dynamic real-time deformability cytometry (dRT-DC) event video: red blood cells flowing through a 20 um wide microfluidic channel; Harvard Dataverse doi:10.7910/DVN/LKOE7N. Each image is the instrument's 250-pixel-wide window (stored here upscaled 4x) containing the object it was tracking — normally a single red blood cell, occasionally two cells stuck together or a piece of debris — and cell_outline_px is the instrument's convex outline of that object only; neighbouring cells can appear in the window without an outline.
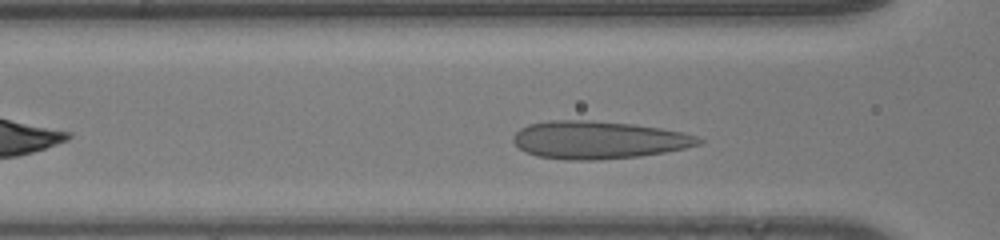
{"species": "human", "species_latin": "Homo sapiens", "temperature_condition": "room temperature", "stored_images_in_passage": 30, "camera_frame_rate_fps": 3000, "um_per_image_px": 0.085, "donor": {"sex": "male"}, "frame": {"image": 1, "passage_image": 8, "time_ms": 2.333, "image_size_px": [1000, 240], "cell_outline_px": [[704, 140], [700, 144], [684, 148], [664, 152], [640, 156], [600, 160], [564, 160], [536, 156], [520, 148], [512, 140], [512, 136], [520, 128], [528, 124], [548, 120], [592, 120], [636, 124], [684, 132], [696, 136]], "centroid_in_image_um": [50.85, 11.89], "position_along_channel_um": 115.7, "area_um2": 41.04}}
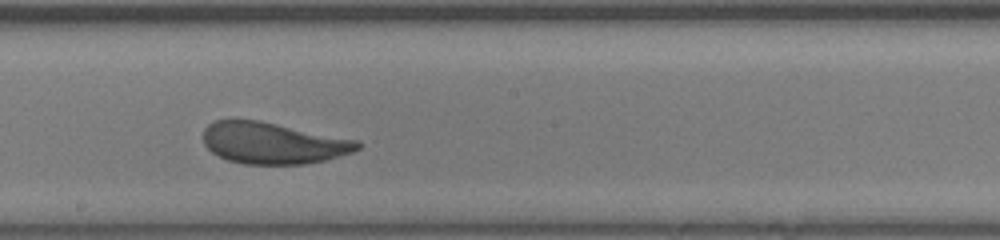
{"frame": {"image": 2, "passage_image": 16, "time_ms": 5.0, "image_size_px": [1000, 240], "cell_outline_px": [[364, 144], [360, 148], [352, 152], [324, 160], [304, 164], [244, 164], [228, 160], [212, 152], [204, 144], [204, 128], [208, 124], [216, 120], [260, 120], [360, 140]], "centroid_in_image_um": [23.25, 12.15], "position_along_channel_um": 225.0, "area_um2": 37.4}}
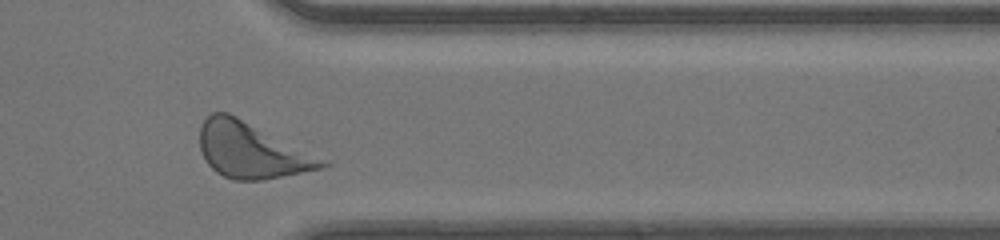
{"frame": {"image": 3, "passage_image": 28, "time_ms": 9.0, "image_size_px": [1000, 240], "cell_outline_px": [[332, 164], [324, 168], [264, 180], [232, 180], [216, 172], [204, 160], [200, 148], [200, 128], [204, 120], [212, 112], [228, 112], [332, 160]], "centroid_in_image_um": [21.47, 12.79], "position_along_channel_um": 389.9, "area_um2": 40.4}, "authors_computed_cell_mechanics": {"area_um2": 37.8012, "velocity_mm_per_s": 4.1265, "shape_relaxation_time_tau1_ms": 2.6086, "shape_relaxation_time_tau2_ms": 0.4486, "deformation_change_tau1": 0.1114, "deformation_change_tau2": 0.0577}}